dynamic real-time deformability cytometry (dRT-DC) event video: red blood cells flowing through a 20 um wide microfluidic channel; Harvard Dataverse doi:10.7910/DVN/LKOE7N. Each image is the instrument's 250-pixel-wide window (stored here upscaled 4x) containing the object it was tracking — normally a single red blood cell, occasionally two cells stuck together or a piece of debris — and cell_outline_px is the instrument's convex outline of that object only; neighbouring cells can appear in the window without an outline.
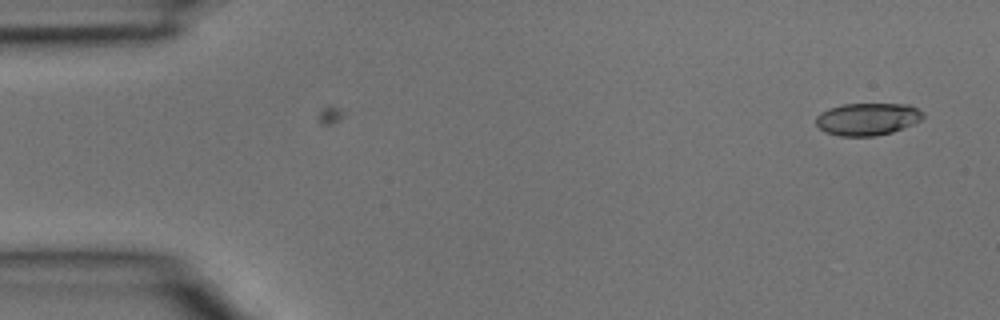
{"species": "common noctule bat (a hibernating species)", "species_latin": "Nyctalus noctula", "temperature_condition": "room temperature", "stored_images_in_passage": 2, "camera_frame_rate_fps": 3000, "um_per_image_px": 0.085, "animal": {"sex": "male", "body_mass_g": 15.6}, "frame": {"image": 1, "passage_image": 2, "time_ms": 0.333, "image_size_px": [1000, 320], "cell_outline_px": [[924, 116], [920, 120], [912, 124], [892, 132], [876, 136], [840, 136], [824, 132], [816, 124], [816, 116], [820, 112], [828, 108], [844, 104], [908, 104], [924, 112]], "centroid_in_image_um": [73.71, 10.12], "position_along_channel_um": 11.3, "area_um2": 20.23}}